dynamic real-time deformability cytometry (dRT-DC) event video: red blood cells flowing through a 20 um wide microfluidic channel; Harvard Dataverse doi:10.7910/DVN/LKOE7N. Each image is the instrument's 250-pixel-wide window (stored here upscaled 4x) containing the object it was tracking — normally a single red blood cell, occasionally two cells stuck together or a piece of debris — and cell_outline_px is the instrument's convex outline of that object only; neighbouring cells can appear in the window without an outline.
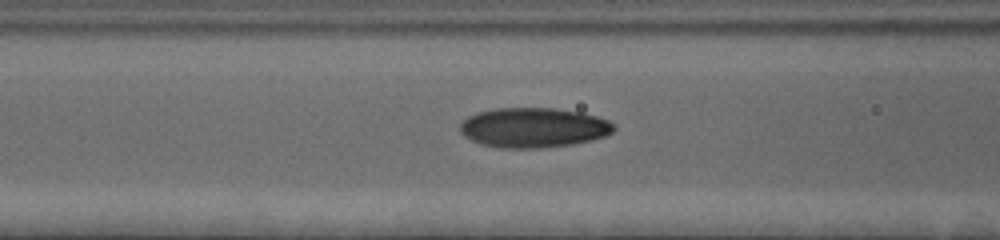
{"species": "human", "species_latin": "Homo sapiens", "temperature_condition": "cold", "stored_images_in_passage": 40, "camera_frame_rate_fps": 3000, "um_per_image_px": 0.085, "donor": {"sex": "female"}, "frame": {"image": 1, "passage_image": 13, "time_ms": 4.0, "image_size_px": [1000, 240], "cell_outline_px": [[616, 128], [612, 132], [604, 136], [592, 140], [572, 144], [540, 148], [500, 148], [480, 144], [464, 136], [460, 132], [460, 124], [468, 116], [476, 112], [496, 108], [552, 108], [580, 112], [596, 116], [608, 120], [616, 124]], "centroid_in_image_um": [45.34, 10.85], "position_along_channel_um": 121.3, "area_um2": 35.84}}
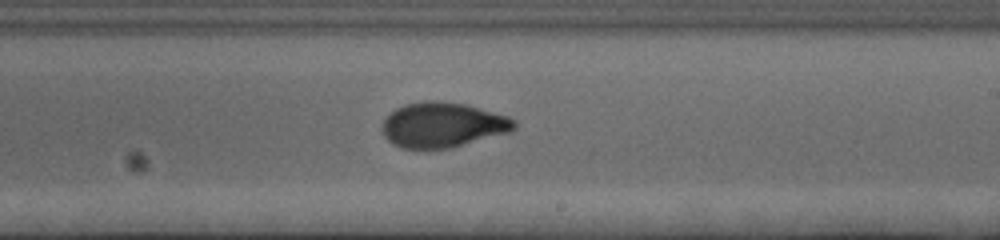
{"frame": {"image": 2, "passage_image": 24, "time_ms": 7.667, "image_size_px": [1000, 240], "cell_outline_px": [[516, 128], [508, 132], [448, 148], [400, 148], [392, 144], [384, 136], [380, 128], [384, 120], [396, 108], [404, 104], [424, 100], [432, 100], [464, 104], [508, 116], [516, 120]], "centroid_in_image_um": [37.59, 10.61], "position_along_channel_um": 251.4, "area_um2": 34.39}}
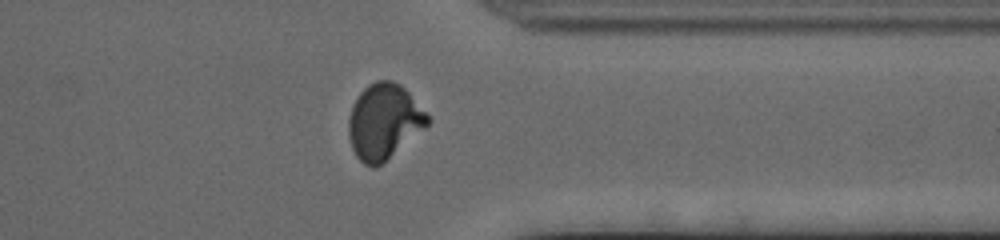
{"frame": {"image": 3, "passage_image": 35, "time_ms": 11.333, "image_size_px": [1000, 240], "cell_outline_px": [[432, 120], [424, 128], [376, 168], [372, 168], [364, 164], [356, 156], [352, 148], [348, 136], [348, 120], [352, 104], [360, 92], [368, 84], [376, 80], [392, 80], [400, 84], [408, 92]], "centroid_in_image_um": [32.6, 10.32], "position_along_channel_um": 378.8, "area_um2": 34.51}}